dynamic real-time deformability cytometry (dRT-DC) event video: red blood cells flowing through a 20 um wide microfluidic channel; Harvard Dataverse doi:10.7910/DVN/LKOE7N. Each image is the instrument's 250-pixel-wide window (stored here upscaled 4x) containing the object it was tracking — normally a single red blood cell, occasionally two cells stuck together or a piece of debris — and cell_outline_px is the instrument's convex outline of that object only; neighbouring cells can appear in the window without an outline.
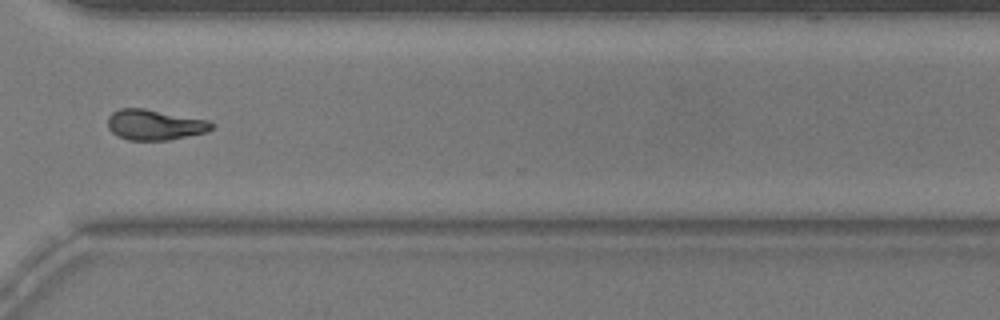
{"species": "common noctule bat (a hibernating species)", "species_latin": "Nyctalus noctula", "temperature_condition": "warm", "stored_images_in_passage": 39, "camera_frame_rate_fps": 3000, "um_per_image_px": 0.085, "animal": {"sex": "male", "body_mass_g": 20.5, "forearm_length_mm": 52.5}, "frame": {"image": 1, "passage_image": 28, "time_ms": 9.0, "image_size_px": [1000, 320], "cell_outline_px": [[216, 124], [208, 132], [168, 140], [128, 140], [116, 136], [108, 128], [108, 116], [112, 112], [120, 108], [144, 108], [208, 120]], "centroid_in_image_um": [13.15, 10.61], "position_along_channel_um": 357.5, "area_um2": 18.61}, "authors_computed_cell_mechanics": {"area_um2": 18.4382, "velocity_mm_per_s": 3.7641, "shape_relaxation_time_tau1_ms": 9.2457, "shape_relaxation_time_tau2_ms": 4.1442, "deformation_change_tau1": 0.2393, "deformation_change_tau2": 0.1166}}